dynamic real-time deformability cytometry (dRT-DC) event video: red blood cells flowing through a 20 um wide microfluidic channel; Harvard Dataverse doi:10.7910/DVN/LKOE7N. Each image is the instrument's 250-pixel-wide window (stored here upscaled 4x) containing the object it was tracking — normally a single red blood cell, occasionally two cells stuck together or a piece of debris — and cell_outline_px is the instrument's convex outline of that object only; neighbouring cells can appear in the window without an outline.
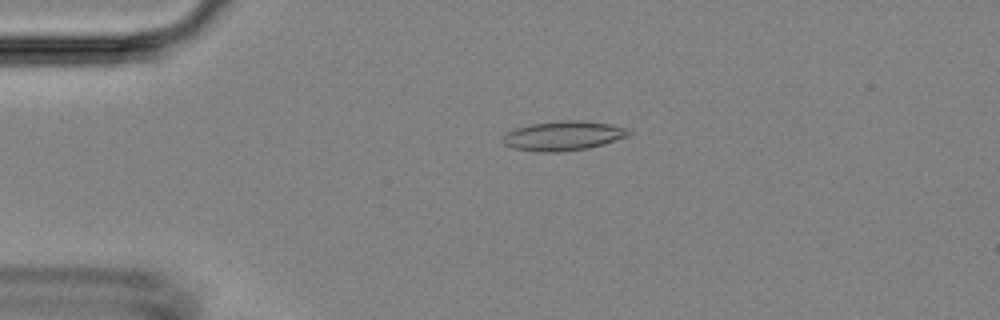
{"species": "Egyptian fruit bat (a non-hibernating species)", "species_latin": "Rousettus aegyptiacus", "temperature_condition": "room temperature", "stored_images_in_passage": 3, "camera_frame_rate_fps": 3000, "um_per_image_px": 0.085, "animal": {"sex": "female"}, "frame": {"image": 1, "passage_image": 2, "time_ms": 1.0, "image_size_px": [1000, 320], "cell_outline_px": [[632, 132], [628, 136], [604, 144], [588, 148], [560, 152], [536, 152], [512, 148], [504, 144], [500, 140], [500, 136], [504, 132], [516, 128], [532, 124], [564, 120], [576, 120], [612, 124], [628, 128]], "centroid_in_image_um": [47.84, 11.55], "position_along_channel_um": 37.2, "area_um2": 21.91}}